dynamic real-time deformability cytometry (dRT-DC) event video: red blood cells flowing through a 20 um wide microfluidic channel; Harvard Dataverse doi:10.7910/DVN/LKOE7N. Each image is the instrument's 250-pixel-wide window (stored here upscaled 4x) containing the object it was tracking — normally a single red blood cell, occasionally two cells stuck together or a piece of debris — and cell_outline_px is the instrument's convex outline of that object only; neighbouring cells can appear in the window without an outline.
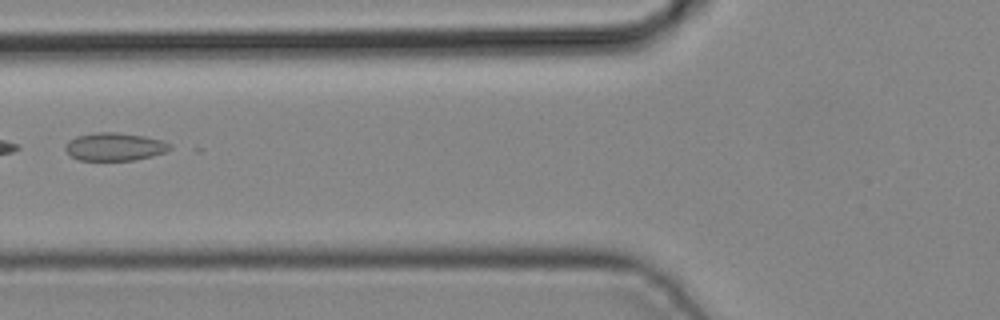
{"species": "common noctule bat (a hibernating species)", "species_latin": "Nyctalus noctula", "temperature_condition": "cold", "stored_images_in_passage": 2, "camera_frame_rate_fps": 3000, "um_per_image_px": 0.085, "animal": {"sex": "male", "body_mass_g": 19.2, "forearm_length_mm": 51.8}, "frame": {"image": 1, "passage_image": 2, "time_ms": 0.333, "image_size_px": [1000, 320], "cell_outline_px": [[172, 148], [164, 152], [152, 156], [132, 160], [76, 160], [64, 148], [64, 144], [68, 140], [76, 136], [96, 132], [116, 132], [144, 136], [160, 140], [172, 144]], "centroid_in_image_um": [9.71, 12.46], "position_along_channel_um": 116.1, "area_um2": 17.05}}